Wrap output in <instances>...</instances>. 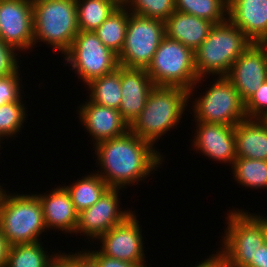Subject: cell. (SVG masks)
<instances>
[{
    "instance_id": "obj_36",
    "label": "cell",
    "mask_w": 267,
    "mask_h": 267,
    "mask_svg": "<svg viewBox=\"0 0 267 267\" xmlns=\"http://www.w3.org/2000/svg\"><path fill=\"white\" fill-rule=\"evenodd\" d=\"M45 267H72V258L65 252L62 254L58 252L53 255Z\"/></svg>"
},
{
    "instance_id": "obj_12",
    "label": "cell",
    "mask_w": 267,
    "mask_h": 267,
    "mask_svg": "<svg viewBox=\"0 0 267 267\" xmlns=\"http://www.w3.org/2000/svg\"><path fill=\"white\" fill-rule=\"evenodd\" d=\"M118 193L120 188H109L94 205L81 211L78 214L75 234L82 233L81 235H85L87 239L96 240L134 213L135 211L132 212L130 209L124 211L119 208Z\"/></svg>"
},
{
    "instance_id": "obj_4",
    "label": "cell",
    "mask_w": 267,
    "mask_h": 267,
    "mask_svg": "<svg viewBox=\"0 0 267 267\" xmlns=\"http://www.w3.org/2000/svg\"><path fill=\"white\" fill-rule=\"evenodd\" d=\"M6 192L0 190V231L7 243L13 246L41 241L39 237L47 228L39 197Z\"/></svg>"
},
{
    "instance_id": "obj_40",
    "label": "cell",
    "mask_w": 267,
    "mask_h": 267,
    "mask_svg": "<svg viewBox=\"0 0 267 267\" xmlns=\"http://www.w3.org/2000/svg\"><path fill=\"white\" fill-rule=\"evenodd\" d=\"M261 229L264 235V242L267 245V217L261 216Z\"/></svg>"
},
{
    "instance_id": "obj_15",
    "label": "cell",
    "mask_w": 267,
    "mask_h": 267,
    "mask_svg": "<svg viewBox=\"0 0 267 267\" xmlns=\"http://www.w3.org/2000/svg\"><path fill=\"white\" fill-rule=\"evenodd\" d=\"M197 122L193 144L196 151L220 163H234L237 158L235 127L206 122ZM198 126V127H197Z\"/></svg>"
},
{
    "instance_id": "obj_17",
    "label": "cell",
    "mask_w": 267,
    "mask_h": 267,
    "mask_svg": "<svg viewBox=\"0 0 267 267\" xmlns=\"http://www.w3.org/2000/svg\"><path fill=\"white\" fill-rule=\"evenodd\" d=\"M120 76L122 99L119 112L130 126L144 109L155 85L145 69H128L120 66Z\"/></svg>"
},
{
    "instance_id": "obj_41",
    "label": "cell",
    "mask_w": 267,
    "mask_h": 267,
    "mask_svg": "<svg viewBox=\"0 0 267 267\" xmlns=\"http://www.w3.org/2000/svg\"><path fill=\"white\" fill-rule=\"evenodd\" d=\"M257 44L263 49L267 60V37L257 42Z\"/></svg>"
},
{
    "instance_id": "obj_31",
    "label": "cell",
    "mask_w": 267,
    "mask_h": 267,
    "mask_svg": "<svg viewBox=\"0 0 267 267\" xmlns=\"http://www.w3.org/2000/svg\"><path fill=\"white\" fill-rule=\"evenodd\" d=\"M247 118L267 119V80L245 102Z\"/></svg>"
},
{
    "instance_id": "obj_37",
    "label": "cell",
    "mask_w": 267,
    "mask_h": 267,
    "mask_svg": "<svg viewBox=\"0 0 267 267\" xmlns=\"http://www.w3.org/2000/svg\"><path fill=\"white\" fill-rule=\"evenodd\" d=\"M194 267H228L225 259L217 252L212 254L209 258L202 260L199 264H195Z\"/></svg>"
},
{
    "instance_id": "obj_25",
    "label": "cell",
    "mask_w": 267,
    "mask_h": 267,
    "mask_svg": "<svg viewBox=\"0 0 267 267\" xmlns=\"http://www.w3.org/2000/svg\"><path fill=\"white\" fill-rule=\"evenodd\" d=\"M79 31L94 32L122 3L119 0H76Z\"/></svg>"
},
{
    "instance_id": "obj_34",
    "label": "cell",
    "mask_w": 267,
    "mask_h": 267,
    "mask_svg": "<svg viewBox=\"0 0 267 267\" xmlns=\"http://www.w3.org/2000/svg\"><path fill=\"white\" fill-rule=\"evenodd\" d=\"M87 252L96 260L99 267H147L145 263H133L107 257L98 250H88Z\"/></svg>"
},
{
    "instance_id": "obj_16",
    "label": "cell",
    "mask_w": 267,
    "mask_h": 267,
    "mask_svg": "<svg viewBox=\"0 0 267 267\" xmlns=\"http://www.w3.org/2000/svg\"><path fill=\"white\" fill-rule=\"evenodd\" d=\"M78 110L80 122L93 137V144L124 135L129 125L123 120L118 109L85 101Z\"/></svg>"
},
{
    "instance_id": "obj_10",
    "label": "cell",
    "mask_w": 267,
    "mask_h": 267,
    "mask_svg": "<svg viewBox=\"0 0 267 267\" xmlns=\"http://www.w3.org/2000/svg\"><path fill=\"white\" fill-rule=\"evenodd\" d=\"M64 56L65 62L70 64L85 85L119 67L118 55L90 31H79Z\"/></svg>"
},
{
    "instance_id": "obj_5",
    "label": "cell",
    "mask_w": 267,
    "mask_h": 267,
    "mask_svg": "<svg viewBox=\"0 0 267 267\" xmlns=\"http://www.w3.org/2000/svg\"><path fill=\"white\" fill-rule=\"evenodd\" d=\"M32 3L34 46L46 42L65 54L79 32L76 0H32Z\"/></svg>"
},
{
    "instance_id": "obj_21",
    "label": "cell",
    "mask_w": 267,
    "mask_h": 267,
    "mask_svg": "<svg viewBox=\"0 0 267 267\" xmlns=\"http://www.w3.org/2000/svg\"><path fill=\"white\" fill-rule=\"evenodd\" d=\"M239 158L267 161V119L246 118L235 126Z\"/></svg>"
},
{
    "instance_id": "obj_2",
    "label": "cell",
    "mask_w": 267,
    "mask_h": 267,
    "mask_svg": "<svg viewBox=\"0 0 267 267\" xmlns=\"http://www.w3.org/2000/svg\"><path fill=\"white\" fill-rule=\"evenodd\" d=\"M253 42L229 19L215 24L207 38L194 51L198 80L188 91L189 100L196 85L212 75L227 76L232 64ZM208 75V76H207ZM206 76V77H205Z\"/></svg>"
},
{
    "instance_id": "obj_30",
    "label": "cell",
    "mask_w": 267,
    "mask_h": 267,
    "mask_svg": "<svg viewBox=\"0 0 267 267\" xmlns=\"http://www.w3.org/2000/svg\"><path fill=\"white\" fill-rule=\"evenodd\" d=\"M25 105L22 98L19 101H13L0 105V137H16L20 132L24 121L26 120ZM15 135V136H14ZM12 136V137H11Z\"/></svg>"
},
{
    "instance_id": "obj_38",
    "label": "cell",
    "mask_w": 267,
    "mask_h": 267,
    "mask_svg": "<svg viewBox=\"0 0 267 267\" xmlns=\"http://www.w3.org/2000/svg\"><path fill=\"white\" fill-rule=\"evenodd\" d=\"M267 266V245L264 243L256 253V258L247 267Z\"/></svg>"
},
{
    "instance_id": "obj_24",
    "label": "cell",
    "mask_w": 267,
    "mask_h": 267,
    "mask_svg": "<svg viewBox=\"0 0 267 267\" xmlns=\"http://www.w3.org/2000/svg\"><path fill=\"white\" fill-rule=\"evenodd\" d=\"M86 85L90 90V102L119 110L122 99L120 66L114 72L93 79Z\"/></svg>"
},
{
    "instance_id": "obj_19",
    "label": "cell",
    "mask_w": 267,
    "mask_h": 267,
    "mask_svg": "<svg viewBox=\"0 0 267 267\" xmlns=\"http://www.w3.org/2000/svg\"><path fill=\"white\" fill-rule=\"evenodd\" d=\"M42 204L47 230L55 229L74 234L78 223L76 211L69 192L64 186H57L47 194H36Z\"/></svg>"
},
{
    "instance_id": "obj_22",
    "label": "cell",
    "mask_w": 267,
    "mask_h": 267,
    "mask_svg": "<svg viewBox=\"0 0 267 267\" xmlns=\"http://www.w3.org/2000/svg\"><path fill=\"white\" fill-rule=\"evenodd\" d=\"M128 20L129 10L121 4L94 31L100 41L117 55L120 54L125 43Z\"/></svg>"
},
{
    "instance_id": "obj_18",
    "label": "cell",
    "mask_w": 267,
    "mask_h": 267,
    "mask_svg": "<svg viewBox=\"0 0 267 267\" xmlns=\"http://www.w3.org/2000/svg\"><path fill=\"white\" fill-rule=\"evenodd\" d=\"M227 15L253 43L267 37V0H228Z\"/></svg>"
},
{
    "instance_id": "obj_27",
    "label": "cell",
    "mask_w": 267,
    "mask_h": 267,
    "mask_svg": "<svg viewBox=\"0 0 267 267\" xmlns=\"http://www.w3.org/2000/svg\"><path fill=\"white\" fill-rule=\"evenodd\" d=\"M231 168L239 185L252 189L267 188V161L237 157Z\"/></svg>"
},
{
    "instance_id": "obj_33",
    "label": "cell",
    "mask_w": 267,
    "mask_h": 267,
    "mask_svg": "<svg viewBox=\"0 0 267 267\" xmlns=\"http://www.w3.org/2000/svg\"><path fill=\"white\" fill-rule=\"evenodd\" d=\"M17 53L19 52L0 40V77L11 75L20 68Z\"/></svg>"
},
{
    "instance_id": "obj_9",
    "label": "cell",
    "mask_w": 267,
    "mask_h": 267,
    "mask_svg": "<svg viewBox=\"0 0 267 267\" xmlns=\"http://www.w3.org/2000/svg\"><path fill=\"white\" fill-rule=\"evenodd\" d=\"M165 36L164 21L129 12L125 43L118 55L119 66L146 70Z\"/></svg>"
},
{
    "instance_id": "obj_6",
    "label": "cell",
    "mask_w": 267,
    "mask_h": 267,
    "mask_svg": "<svg viewBox=\"0 0 267 267\" xmlns=\"http://www.w3.org/2000/svg\"><path fill=\"white\" fill-rule=\"evenodd\" d=\"M227 215L225 219L228 226L222 237V247L217 253L225 259L228 267H247L265 243L261 215L241 209L230 210Z\"/></svg>"
},
{
    "instance_id": "obj_39",
    "label": "cell",
    "mask_w": 267,
    "mask_h": 267,
    "mask_svg": "<svg viewBox=\"0 0 267 267\" xmlns=\"http://www.w3.org/2000/svg\"><path fill=\"white\" fill-rule=\"evenodd\" d=\"M10 245L0 231V267H5Z\"/></svg>"
},
{
    "instance_id": "obj_32",
    "label": "cell",
    "mask_w": 267,
    "mask_h": 267,
    "mask_svg": "<svg viewBox=\"0 0 267 267\" xmlns=\"http://www.w3.org/2000/svg\"><path fill=\"white\" fill-rule=\"evenodd\" d=\"M19 69L4 77H0V105L19 101L21 99V87ZM21 85V86H20Z\"/></svg>"
},
{
    "instance_id": "obj_8",
    "label": "cell",
    "mask_w": 267,
    "mask_h": 267,
    "mask_svg": "<svg viewBox=\"0 0 267 267\" xmlns=\"http://www.w3.org/2000/svg\"><path fill=\"white\" fill-rule=\"evenodd\" d=\"M218 78V79H217ZM198 99L191 101L194 120L198 122L236 126L247 118L245 103L226 76H218Z\"/></svg>"
},
{
    "instance_id": "obj_11",
    "label": "cell",
    "mask_w": 267,
    "mask_h": 267,
    "mask_svg": "<svg viewBox=\"0 0 267 267\" xmlns=\"http://www.w3.org/2000/svg\"><path fill=\"white\" fill-rule=\"evenodd\" d=\"M0 40L16 51L34 48L32 0H0Z\"/></svg>"
},
{
    "instance_id": "obj_29",
    "label": "cell",
    "mask_w": 267,
    "mask_h": 267,
    "mask_svg": "<svg viewBox=\"0 0 267 267\" xmlns=\"http://www.w3.org/2000/svg\"><path fill=\"white\" fill-rule=\"evenodd\" d=\"M130 13L165 21L175 11V0H123Z\"/></svg>"
},
{
    "instance_id": "obj_28",
    "label": "cell",
    "mask_w": 267,
    "mask_h": 267,
    "mask_svg": "<svg viewBox=\"0 0 267 267\" xmlns=\"http://www.w3.org/2000/svg\"><path fill=\"white\" fill-rule=\"evenodd\" d=\"M42 245L38 241L10 246L5 267H45L54 254H47Z\"/></svg>"
},
{
    "instance_id": "obj_35",
    "label": "cell",
    "mask_w": 267,
    "mask_h": 267,
    "mask_svg": "<svg viewBox=\"0 0 267 267\" xmlns=\"http://www.w3.org/2000/svg\"><path fill=\"white\" fill-rule=\"evenodd\" d=\"M72 258V267H99L96 260L87 252L67 253Z\"/></svg>"
},
{
    "instance_id": "obj_7",
    "label": "cell",
    "mask_w": 267,
    "mask_h": 267,
    "mask_svg": "<svg viewBox=\"0 0 267 267\" xmlns=\"http://www.w3.org/2000/svg\"><path fill=\"white\" fill-rule=\"evenodd\" d=\"M146 71L155 86L189 91L198 80L194 51L168 36L163 38Z\"/></svg>"
},
{
    "instance_id": "obj_23",
    "label": "cell",
    "mask_w": 267,
    "mask_h": 267,
    "mask_svg": "<svg viewBox=\"0 0 267 267\" xmlns=\"http://www.w3.org/2000/svg\"><path fill=\"white\" fill-rule=\"evenodd\" d=\"M64 187L69 192L78 213L94 205L110 188L96 172Z\"/></svg>"
},
{
    "instance_id": "obj_20",
    "label": "cell",
    "mask_w": 267,
    "mask_h": 267,
    "mask_svg": "<svg viewBox=\"0 0 267 267\" xmlns=\"http://www.w3.org/2000/svg\"><path fill=\"white\" fill-rule=\"evenodd\" d=\"M164 22L166 36L193 51L207 38L215 25L206 19L176 10Z\"/></svg>"
},
{
    "instance_id": "obj_26",
    "label": "cell",
    "mask_w": 267,
    "mask_h": 267,
    "mask_svg": "<svg viewBox=\"0 0 267 267\" xmlns=\"http://www.w3.org/2000/svg\"><path fill=\"white\" fill-rule=\"evenodd\" d=\"M175 10L220 24L228 19V0H175Z\"/></svg>"
},
{
    "instance_id": "obj_13",
    "label": "cell",
    "mask_w": 267,
    "mask_h": 267,
    "mask_svg": "<svg viewBox=\"0 0 267 267\" xmlns=\"http://www.w3.org/2000/svg\"><path fill=\"white\" fill-rule=\"evenodd\" d=\"M135 213L97 238L102 255L121 261L145 263L141 226Z\"/></svg>"
},
{
    "instance_id": "obj_14",
    "label": "cell",
    "mask_w": 267,
    "mask_h": 267,
    "mask_svg": "<svg viewBox=\"0 0 267 267\" xmlns=\"http://www.w3.org/2000/svg\"><path fill=\"white\" fill-rule=\"evenodd\" d=\"M245 103L267 80V60L263 49L251 44L232 64L226 76Z\"/></svg>"
},
{
    "instance_id": "obj_3",
    "label": "cell",
    "mask_w": 267,
    "mask_h": 267,
    "mask_svg": "<svg viewBox=\"0 0 267 267\" xmlns=\"http://www.w3.org/2000/svg\"><path fill=\"white\" fill-rule=\"evenodd\" d=\"M188 102L189 93L182 87L155 86L129 130L155 145L156 141L181 122Z\"/></svg>"
},
{
    "instance_id": "obj_1",
    "label": "cell",
    "mask_w": 267,
    "mask_h": 267,
    "mask_svg": "<svg viewBox=\"0 0 267 267\" xmlns=\"http://www.w3.org/2000/svg\"><path fill=\"white\" fill-rule=\"evenodd\" d=\"M100 171L97 174L110 188L138 184L162 164L163 158L154 145L130 130L124 135L93 145ZM99 161V162H98ZM101 166V167H100Z\"/></svg>"
}]
</instances>
